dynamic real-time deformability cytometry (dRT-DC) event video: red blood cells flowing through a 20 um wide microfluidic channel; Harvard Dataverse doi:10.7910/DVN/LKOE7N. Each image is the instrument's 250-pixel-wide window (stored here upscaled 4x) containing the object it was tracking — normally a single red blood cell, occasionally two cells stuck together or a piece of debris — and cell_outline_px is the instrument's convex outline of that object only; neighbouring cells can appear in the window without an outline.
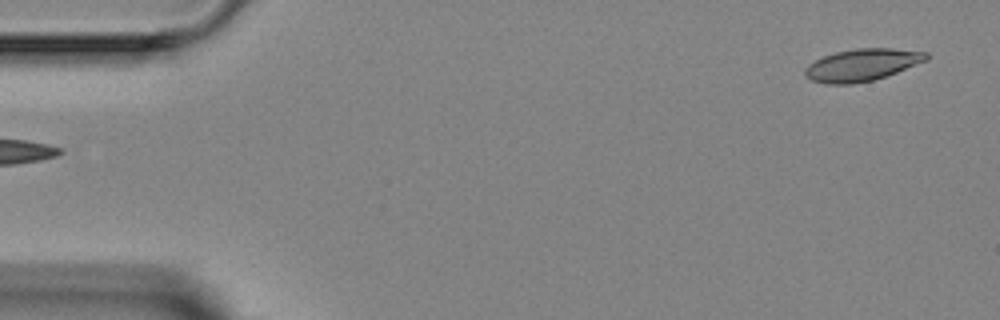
{"species": "Egyptian fruit bat (a non-hibernating species)", "species_latin": "Rousettus aegyptiacus", "temperature_condition": "room temperature", "stored_images_in_passage": 3, "segment_of_instrument_passage": [2, 2], "camera_frame_rate_fps": 3000, "um_per_image_px": 0.085, "animal": {"sex": "female"}, "frame": {"image": 1, "passage_image": 3, "time_ms": 2.333, "image_size_px": [1000, 320], "cell_outline_px": [[928, 60], [896, 72], [872, 80], [852, 84], [824, 84], [812, 80], [804, 76], [804, 68], [808, 64], [824, 56], [836, 52], [856, 48], [892, 48], [928, 52]], "centroid_in_image_um": [73.25, 5.51], "position_along_channel_um": 11.7, "area_um2": 22.66}}